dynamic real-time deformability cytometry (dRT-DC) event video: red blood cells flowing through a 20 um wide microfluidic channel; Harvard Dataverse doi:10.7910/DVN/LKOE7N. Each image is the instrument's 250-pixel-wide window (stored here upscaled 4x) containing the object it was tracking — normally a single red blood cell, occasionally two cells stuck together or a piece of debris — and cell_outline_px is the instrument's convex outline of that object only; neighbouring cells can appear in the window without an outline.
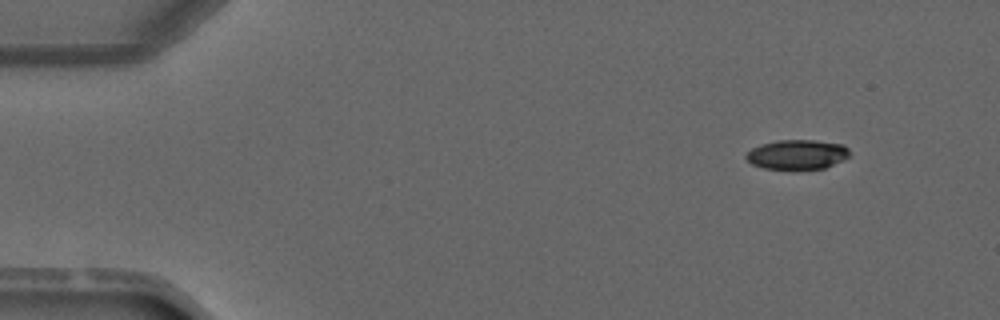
{"species": "common noctule bat (a hibernating species)", "species_latin": "Nyctalus noctula", "temperature_condition": "warm", "stored_images_in_passage": 2, "camera_frame_rate_fps": 3000, "um_per_image_px": 0.085, "animal": {"sex": "male", "forearm_length_mm": 52.5}, "frame": {"image": 1, "passage_image": 2, "time_ms": 2.333, "image_size_px": [1000, 320], "cell_outline_px": [[848, 156], [844, 160], [824, 168], [764, 168], [752, 164], [744, 156], [752, 148], [760, 144], [776, 140], [816, 140], [844, 144], [848, 148]], "centroid_in_image_um": [67.76, 13.11], "position_along_channel_um": 17.2, "area_um2": 17.69}}